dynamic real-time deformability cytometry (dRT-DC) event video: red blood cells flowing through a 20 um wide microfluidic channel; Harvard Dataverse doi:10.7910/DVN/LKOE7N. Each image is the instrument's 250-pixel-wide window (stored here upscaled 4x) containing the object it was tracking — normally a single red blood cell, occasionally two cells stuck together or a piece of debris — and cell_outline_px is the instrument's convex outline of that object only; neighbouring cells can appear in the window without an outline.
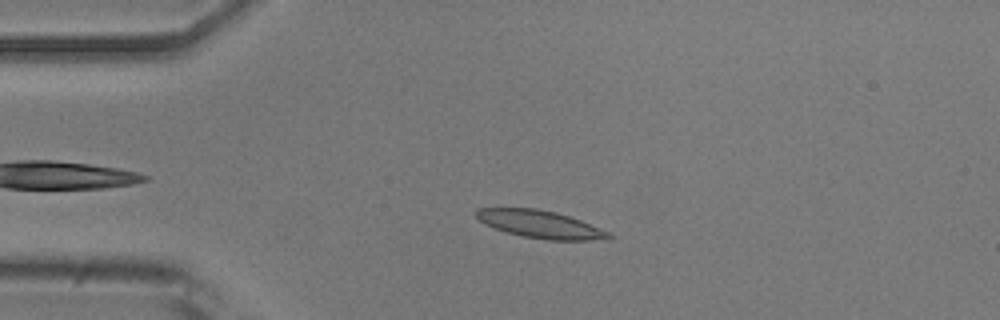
{"species": "common noctule bat (a hibernating species)", "species_latin": "Nyctalus noctula", "temperature_condition": "room temperature", "stored_images_in_passage": 50, "camera_frame_rate_fps": 3000, "um_per_image_px": 0.085, "animal": {"sex": "male", "body_mass_g": 20.5, "forearm_length_mm": 52.5}, "frame": {"image": 1, "passage_image": 9, "time_ms": 2.667, "image_size_px": [1000, 320], "cell_outline_px": [[616, 236], [588, 240], [548, 240], [524, 236], [508, 232], [484, 224], [476, 216], [476, 212], [480, 208], [536, 208], [556, 212], [580, 220], [608, 232]], "centroid_in_image_um": [45.9, 19.05], "position_along_channel_um": 39.1, "area_um2": 20.81}}
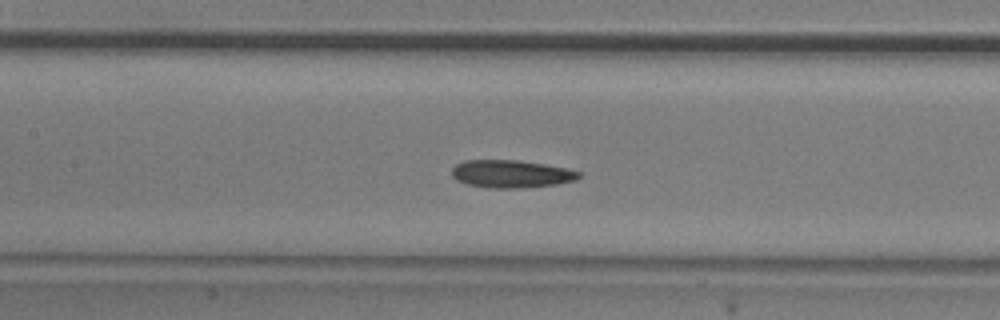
{"frame": {"image": 2, "passage_image": 21, "time_ms": 6.667, "image_size_px": [1000, 320], "cell_outline_px": [[580, 176], [576, 180], [556, 184], [520, 188], [488, 188], [468, 184], [456, 180], [452, 176], [452, 168], [456, 164], [464, 160], [516, 160], [544, 164], [568, 168], [580, 172]], "centroid_in_image_um": [43.44, 14.78], "position_along_channel_um": 164.0, "area_um2": 20.52}}
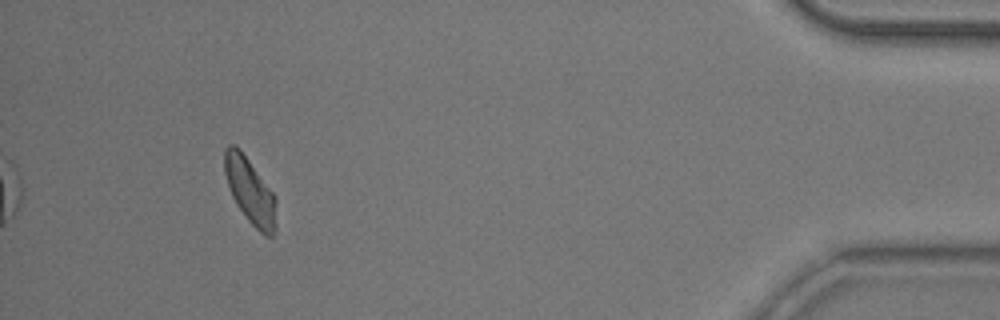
{"frame": {"image": 3, "passage_image": 46, "time_ms": 15.0, "image_size_px": [1000, 320], "cell_outline_px": [[276, 228], [272, 236], [264, 236], [248, 220], [236, 204], [232, 196], [224, 172], [224, 148], [228, 144], [232, 144], [240, 148], [276, 196]], "centroid_in_image_um": [21.26, 16.22], "position_along_channel_um": 413.9, "area_um2": 19.94}, "authors_computed_cell_mechanics": {"area_um2": 20.3456, "velocity_mm_per_s": 3.787, "shape_relaxation_time_tau1_ms": 5.0266, "shape_relaxation_time_tau2_ms": 6.3667, "deformation_change_tau1": 0.1299, "deformation_change_tau2": 0.1434}}